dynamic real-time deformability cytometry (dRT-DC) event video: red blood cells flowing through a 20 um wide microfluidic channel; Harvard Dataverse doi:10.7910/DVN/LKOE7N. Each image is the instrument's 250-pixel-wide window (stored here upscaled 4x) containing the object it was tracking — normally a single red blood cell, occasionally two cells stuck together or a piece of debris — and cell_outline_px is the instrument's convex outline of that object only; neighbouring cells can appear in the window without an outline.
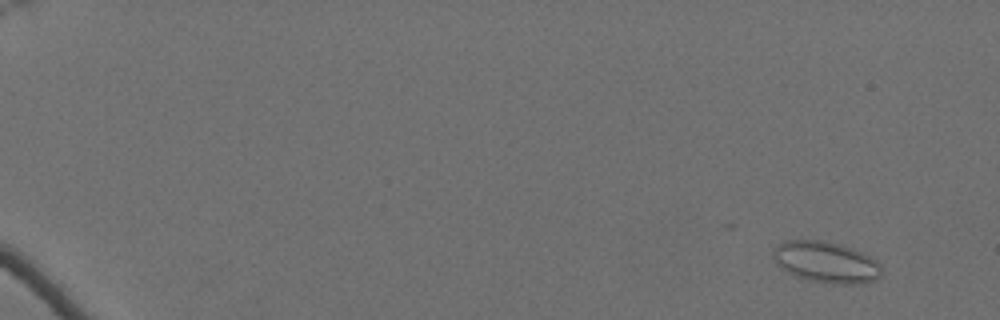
{"species": "Egyptian fruit bat (a non-hibernating species)", "species_latin": "Rousettus aegyptiacus", "temperature_condition": "cold", "stored_images_in_passage": 63, "camera_frame_rate_fps": 3000, "um_per_image_px": 0.085, "animal": {"sex": "female"}, "frame": {"image": 1, "passage_image": 6, "time_ms": 1.667, "image_size_px": [1000, 320], "cell_outline_px": [[880, 276], [876, 280], [864, 284], [832, 284], [808, 280], [796, 276], [780, 268], [776, 264], [772, 256], [772, 248], [776, 244], [784, 240], [820, 240], [840, 244], [852, 248], [872, 256], [880, 264]], "centroid_in_image_um": [70.19, 22.28], "position_along_channel_um": 14.8, "area_um2": 26.53}}
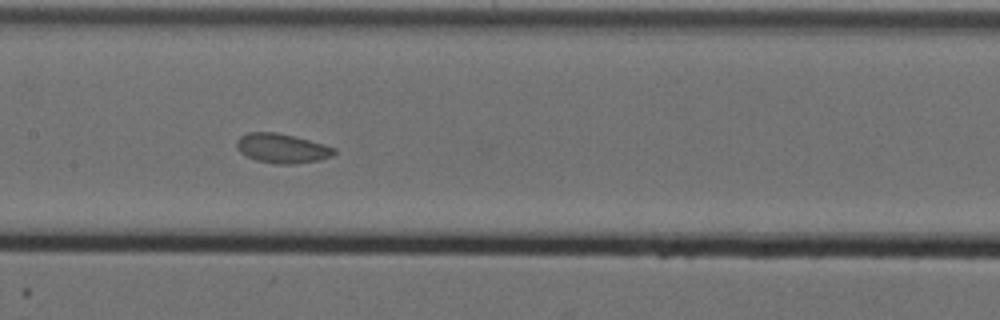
{"frame": {"image": 2, "passage_image": 36, "time_ms": 11.667, "image_size_px": [1000, 320], "cell_outline_px": [[336, 152], [332, 156], [320, 160], [296, 164], [276, 164], [256, 160], [240, 152], [236, 148], [236, 140], [240, 136], [248, 132], [276, 132], [324, 144], [336, 148]], "centroid_in_image_um": [23.97, 12.61], "position_along_channel_um": 183.4, "area_um2": 16.76}}
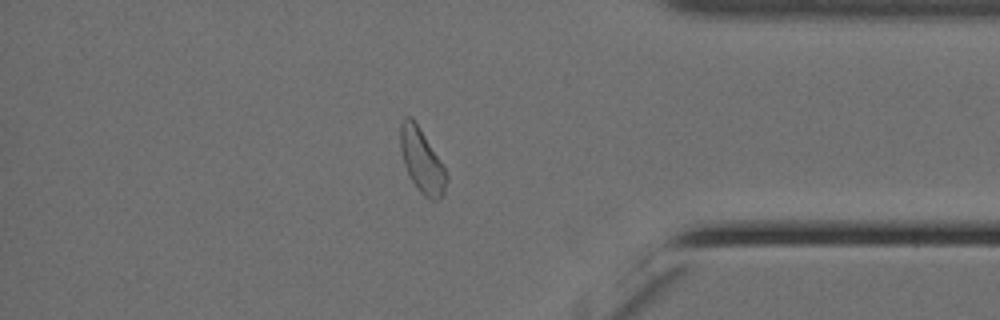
{"frame": {"image": 3, "passage_image": 56, "time_ms": 18.333, "image_size_px": [1000, 320], "cell_outline_px": [[448, 180], [444, 192], [436, 200], [432, 200], [424, 196], [420, 192], [412, 180], [404, 164], [400, 148], [400, 124], [404, 116], [412, 116], [420, 128], [444, 168], [448, 176]], "centroid_in_image_um": [35.84, 13.63], "position_along_channel_um": 399.4, "area_um2": 16.88}, "authors_computed_cell_mechanics": {"area_um2": 18.207, "velocity_mm_per_s": 3.4626, "shape_relaxation_time_tau1_ms": null, "shape_relaxation_time_tau2_ms": 2.6607, "deformation_change_tau1": null, "deformation_change_tau2": 0.081}}